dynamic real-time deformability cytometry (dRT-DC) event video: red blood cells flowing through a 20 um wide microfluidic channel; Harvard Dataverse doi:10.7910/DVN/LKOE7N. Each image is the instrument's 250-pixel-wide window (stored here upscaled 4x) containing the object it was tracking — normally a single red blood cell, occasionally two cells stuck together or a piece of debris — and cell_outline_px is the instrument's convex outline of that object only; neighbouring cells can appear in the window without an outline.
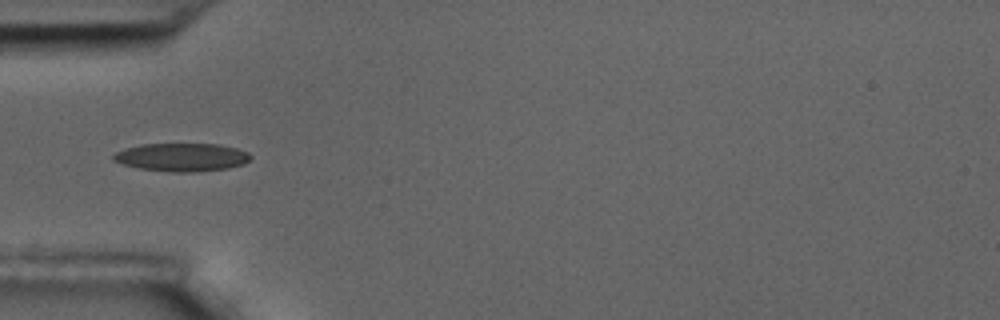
{"species": "common noctule bat (a hibernating species)", "species_latin": "Nyctalus noctula", "temperature_condition": "room temperature", "stored_images_in_passage": 15, "camera_frame_rate_fps": 3000, "um_per_image_px": 0.085, "animal": {"sex": "male", "body_mass_g": 17.5, "forearm_length_mm": 52.3}, "frame": {"image": 1, "passage_image": 5, "time_ms": 1.333, "image_size_px": [1000, 320], "cell_outline_px": [[252, 156], [244, 164], [228, 168], [192, 172], [168, 172], [140, 168], [124, 164], [112, 160], [112, 156], [116, 152], [124, 148], [140, 144], [216, 144], [236, 148], [248, 152]], "centroid_in_image_um": [15.44, 13.36], "position_along_channel_um": 69.6, "area_um2": 22.48}}
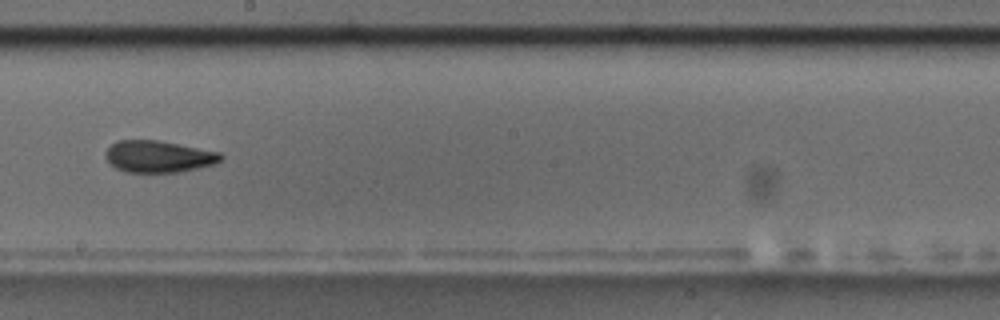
{"frame": {"image": 2, "passage_image": 9, "time_ms": 2.667, "image_size_px": [1000, 320], "cell_outline_px": [[224, 156], [216, 164], [180, 172], [128, 172], [116, 168], [104, 156], [104, 152], [116, 140], [156, 140], [220, 152]], "centroid_in_image_um": [13.48, 13.3], "position_along_channel_um": 234.7, "area_um2": 21.27}}